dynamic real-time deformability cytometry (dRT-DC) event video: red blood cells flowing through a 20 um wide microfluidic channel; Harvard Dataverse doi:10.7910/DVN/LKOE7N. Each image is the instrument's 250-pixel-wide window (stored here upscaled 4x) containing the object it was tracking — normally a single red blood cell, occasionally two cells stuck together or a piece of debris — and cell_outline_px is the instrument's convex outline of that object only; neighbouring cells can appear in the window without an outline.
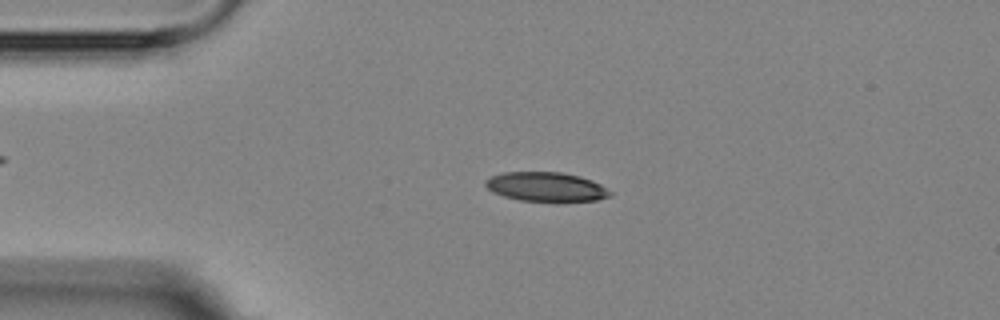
{"species": "Egyptian fruit bat (a non-hibernating species)", "species_latin": "Rousettus aegyptiacus", "temperature_condition": "room temperature", "stored_images_in_passage": 3, "camera_frame_rate_fps": 3000, "um_per_image_px": 0.085, "animal": {"sex": "female"}, "frame": {"image": 1, "passage_image": 3, "time_ms": 2.333, "image_size_px": [1000, 320], "cell_outline_px": [[612, 196], [596, 200], [556, 204], [520, 200], [504, 196], [492, 192], [484, 184], [484, 180], [492, 176], [504, 172], [560, 172], [580, 176], [592, 180], [600, 184], [612, 192]], "centroid_in_image_um": [46.45, 15.92], "position_along_channel_um": 38.5, "area_um2": 22.02}}